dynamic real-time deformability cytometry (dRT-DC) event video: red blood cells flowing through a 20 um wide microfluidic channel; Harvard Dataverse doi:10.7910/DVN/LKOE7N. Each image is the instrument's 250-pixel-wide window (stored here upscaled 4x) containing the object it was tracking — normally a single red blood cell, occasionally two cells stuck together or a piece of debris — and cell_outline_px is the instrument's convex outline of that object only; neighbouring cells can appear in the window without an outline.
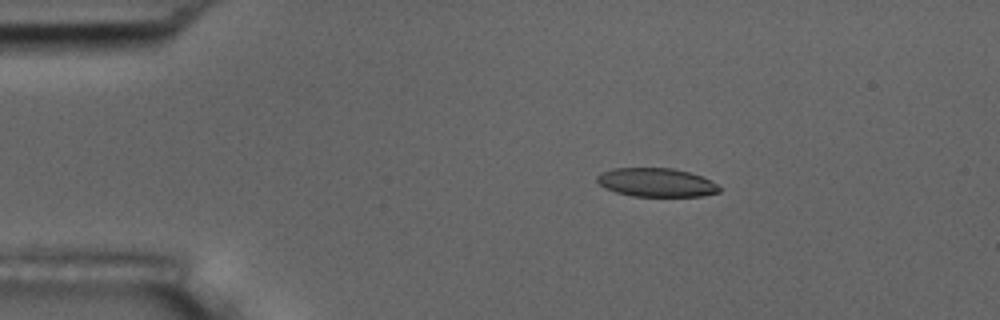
{"species": "common noctule bat (a hibernating species)", "species_latin": "Nyctalus noctula", "temperature_condition": "room temperature", "stored_images_in_passage": 6, "camera_frame_rate_fps": 3000, "um_per_image_px": 0.085, "animal": {"sex": "male", "body_mass_g": 17.5, "forearm_length_mm": 52.3}, "frame": {"image": 1, "passage_image": 3, "time_ms": 2.667, "image_size_px": [1000, 320], "cell_outline_px": [[720, 192], [700, 196], [632, 196], [616, 192], [604, 188], [596, 180], [596, 176], [600, 172], [612, 168], [672, 168], [688, 172], [712, 180], [720, 188]], "centroid_in_image_um": [55.75, 15.5], "position_along_channel_um": 29.2, "area_um2": 20.46}}
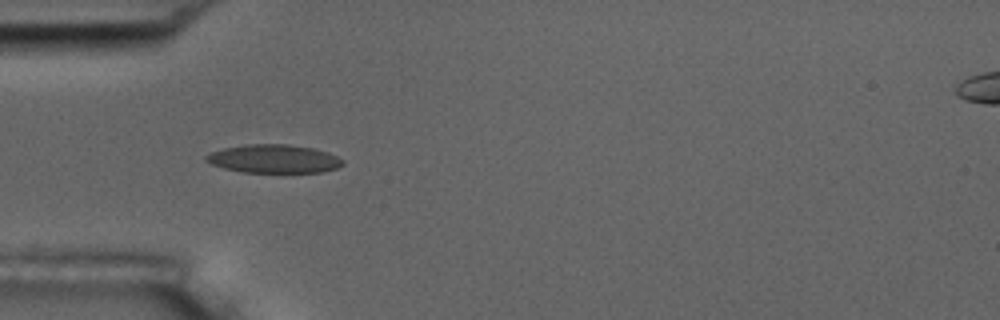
{"frame": {"image": 2, "passage_image": 5, "time_ms": 5.0, "image_size_px": [1000, 320], "cell_outline_px": [[344, 164], [336, 168], [320, 172], [244, 172], [224, 168], [212, 164], [204, 160], [204, 156], [212, 152], [224, 148], [244, 144], [288, 144], [316, 148], [328, 152], [344, 160]], "centroid_in_image_um": [23.29, 13.49], "position_along_channel_um": 61.7, "area_um2": 22.66}}